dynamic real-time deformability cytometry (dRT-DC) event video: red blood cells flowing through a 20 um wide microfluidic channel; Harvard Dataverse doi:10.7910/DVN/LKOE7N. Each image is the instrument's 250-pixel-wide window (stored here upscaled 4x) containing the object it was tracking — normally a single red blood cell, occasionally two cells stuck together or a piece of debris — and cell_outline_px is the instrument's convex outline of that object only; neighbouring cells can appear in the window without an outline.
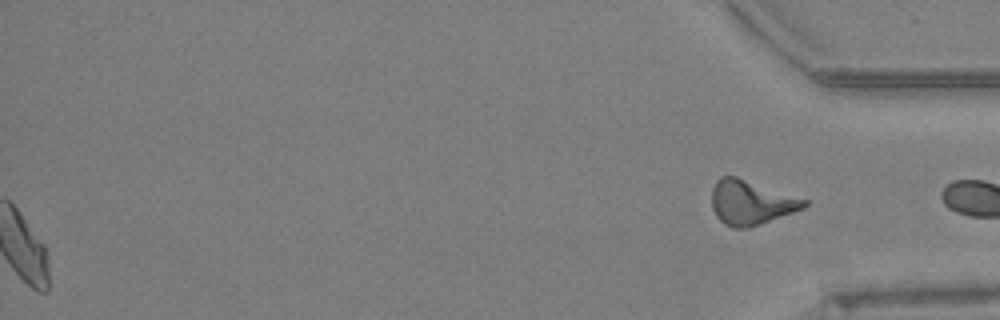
{"species": "Egyptian fruit bat (a non-hibernating species)", "species_latin": "Rousettus aegyptiacus", "temperature_condition": "warm", "stored_images_in_passage": 61, "segment_of_instrument_passage": [2, 2], "camera_frame_rate_fps": 3000, "um_per_image_px": 0.085, "animal": {"sex": "female"}, "frame": {"image": 1, "passage_image": 61, "time_ms": 20.0, "image_size_px": [1000, 320], "cell_outline_px": [[808, 204], [804, 208], [760, 224], [748, 228], [732, 228], [724, 224], [716, 216], [712, 208], [712, 188], [716, 180], [720, 176], [736, 176], [808, 200]], "centroid_in_image_um": [63.8, 17.21], "position_along_channel_um": 371.4, "area_um2": 23.87}}